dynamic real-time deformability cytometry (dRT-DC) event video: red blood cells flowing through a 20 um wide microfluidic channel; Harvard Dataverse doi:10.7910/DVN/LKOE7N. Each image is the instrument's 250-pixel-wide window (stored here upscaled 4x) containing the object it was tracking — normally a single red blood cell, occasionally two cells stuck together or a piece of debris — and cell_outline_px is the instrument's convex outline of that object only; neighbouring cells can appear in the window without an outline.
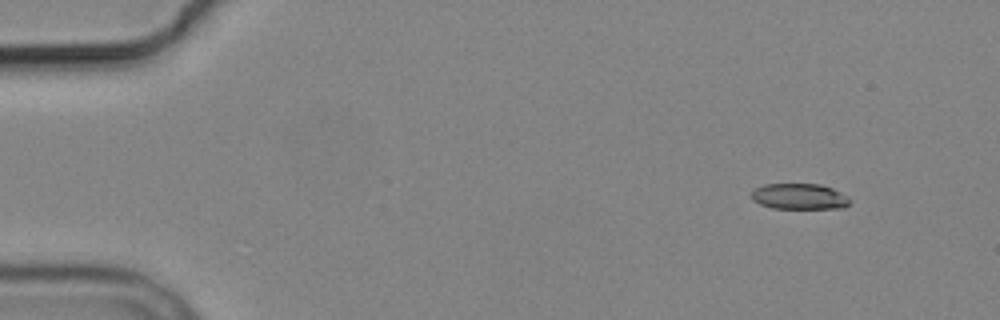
{"species": "common noctule bat (a hibernating species)", "species_latin": "Nyctalus noctula", "temperature_condition": "cold", "stored_images_in_passage": 3, "camera_frame_rate_fps": 3000, "um_per_image_px": 0.085, "animal": {"sex": "male", "body_mass_g": 19.2, "forearm_length_mm": 51.8}, "frame": {"image": 1, "passage_image": 1, "time_ms": 0.0, "image_size_px": [1000, 320], "cell_outline_px": [[852, 200], [844, 208], [772, 208], [760, 204], [752, 200], [752, 192], [756, 188], [764, 184], [820, 184], [832, 188], [848, 196]], "centroid_in_image_um": [67.97, 16.7], "position_along_channel_um": 17.0, "area_um2": 14.8}}
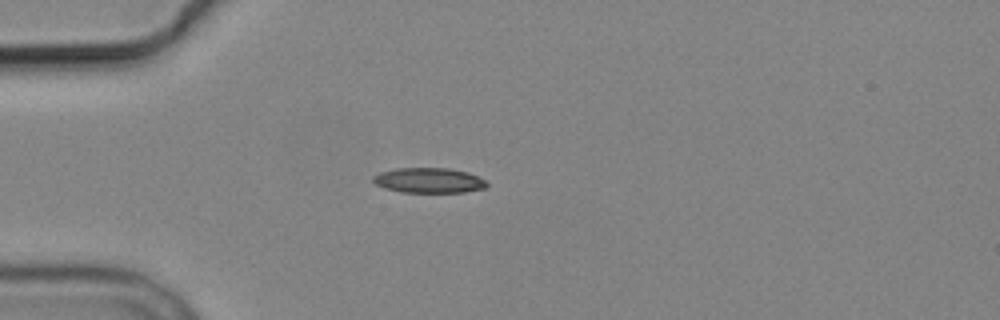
{"frame": {"image": 2, "passage_image": 3, "time_ms": 3.333, "image_size_px": [1000, 320], "cell_outline_px": [[488, 184], [484, 188], [464, 192], [400, 192], [384, 188], [376, 184], [372, 180], [372, 176], [380, 172], [396, 168], [448, 168], [468, 172], [484, 180]], "centroid_in_image_um": [36.41, 15.33], "position_along_channel_um": 48.6, "area_um2": 16.59}}